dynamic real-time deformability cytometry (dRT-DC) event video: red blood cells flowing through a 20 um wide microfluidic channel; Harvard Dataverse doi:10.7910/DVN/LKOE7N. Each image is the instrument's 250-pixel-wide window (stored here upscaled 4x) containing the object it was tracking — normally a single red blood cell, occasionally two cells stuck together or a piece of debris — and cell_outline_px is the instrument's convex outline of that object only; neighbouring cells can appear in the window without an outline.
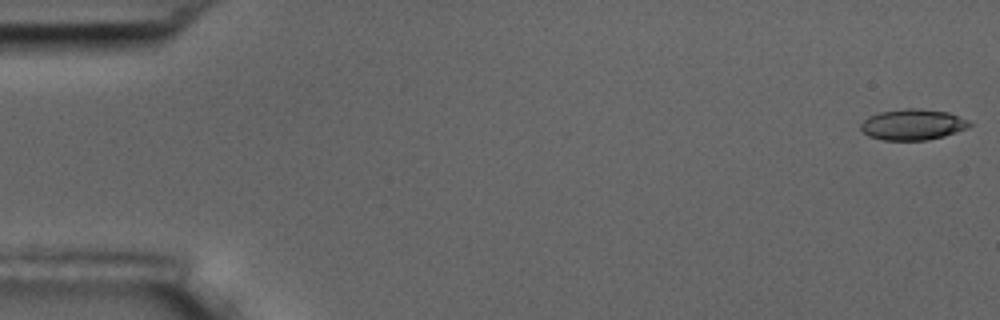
{"species": "common noctule bat (a hibernating species)", "species_latin": "Nyctalus noctula", "temperature_condition": "room temperature", "stored_images_in_passage": 6, "camera_frame_rate_fps": 3000, "um_per_image_px": 0.085, "animal": {"sex": "male", "body_mass_g": 17.5, "forearm_length_mm": 52.3}, "frame": {"image": 1, "passage_image": 1, "time_ms": 0.0, "image_size_px": [1000, 320], "cell_outline_px": [[972, 124], [968, 128], [944, 136], [928, 140], [884, 140], [868, 136], [860, 128], [860, 124], [868, 116], [880, 112], [908, 108], [920, 108], [948, 112], [968, 120]], "centroid_in_image_um": [77.59, 10.59], "position_along_channel_um": 7.4, "area_um2": 19.59}}
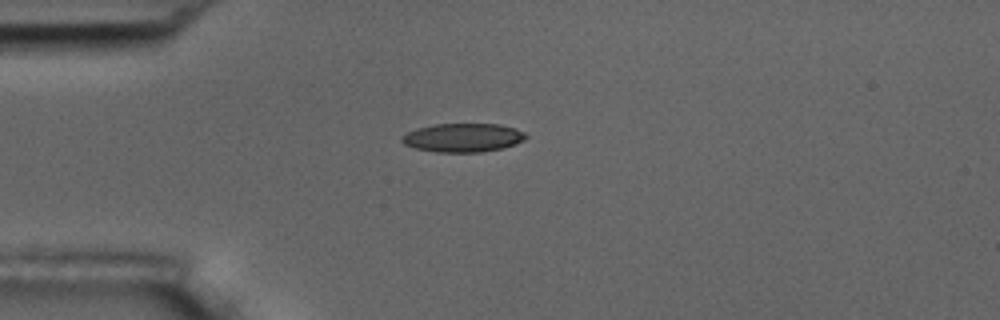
{"frame": {"image": 2, "passage_image": 5, "time_ms": 4.667, "image_size_px": [1000, 320], "cell_outline_px": [[528, 136], [524, 140], [516, 144], [500, 148], [480, 152], [436, 152], [416, 148], [404, 144], [400, 140], [400, 136], [416, 128], [436, 124], [500, 124], [516, 128], [524, 132]], "centroid_in_image_um": [39.35, 11.69], "position_along_channel_um": 45.7, "area_um2": 20.75}}